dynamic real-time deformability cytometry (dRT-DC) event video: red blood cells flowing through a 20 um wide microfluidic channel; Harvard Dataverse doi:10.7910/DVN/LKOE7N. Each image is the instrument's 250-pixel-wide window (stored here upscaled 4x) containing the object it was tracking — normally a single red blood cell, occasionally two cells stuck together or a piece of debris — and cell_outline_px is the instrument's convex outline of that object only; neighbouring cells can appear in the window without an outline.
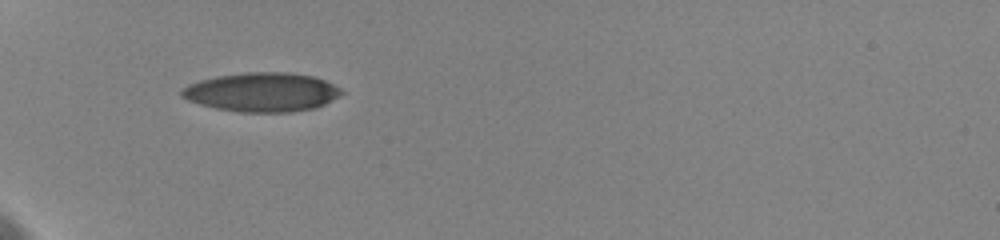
{"species": "human", "species_latin": "Homo sapiens", "temperature_condition": "cold", "stored_images_in_passage": 5, "camera_frame_rate_fps": 3000, "um_per_image_px": 0.085, "donor": {"sex": "female"}, "frame": {"image": 1, "passage_image": 3, "time_ms": 1.333, "image_size_px": [1000, 240], "cell_outline_px": [[344, 92], [340, 96], [316, 108], [292, 112], [240, 112], [216, 108], [200, 104], [188, 100], [180, 96], [180, 88], [188, 84], [200, 80], [216, 76], [244, 72], [288, 72], [316, 76], [340, 88]], "centroid_in_image_um": [22.26, 7.83], "position_along_channel_um": 62.7, "area_um2": 36.65}}